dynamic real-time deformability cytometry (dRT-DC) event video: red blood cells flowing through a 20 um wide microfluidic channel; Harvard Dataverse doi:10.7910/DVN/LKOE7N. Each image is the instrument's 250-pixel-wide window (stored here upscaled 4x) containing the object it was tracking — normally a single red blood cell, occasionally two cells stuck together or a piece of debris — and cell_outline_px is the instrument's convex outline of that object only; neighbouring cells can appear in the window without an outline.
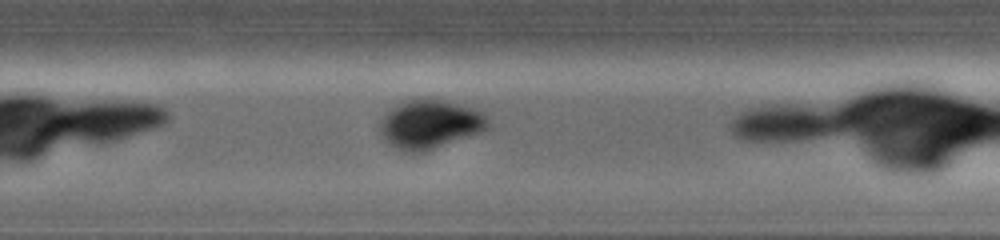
{"species": "common noctule bat (a hibernating species)", "species_latin": "Nyctalus noctula", "temperature_condition": "warm", "stored_images_in_passage": 28, "camera_frame_rate_fps": 5000, "um_per_image_px": 0.085, "animal": {"sex": "female", "body_mass_g": 19.0, "forearm_length_mm": 56.7}, "frame": {"image": 1, "passage_image": 17, "time_ms": 3.2, "image_size_px": [1000, 240], "cell_outline_px": [[488, 128], [480, 132], [420, 152], [404, 152], [388, 144], [384, 140], [380, 132], [380, 120], [384, 112], [408, 100], [420, 96], [428, 96], [460, 104], [484, 112], [488, 120]], "centroid_in_image_um": [36.5, 10.52], "position_along_channel_um": 293.3, "area_um2": 30.81}}
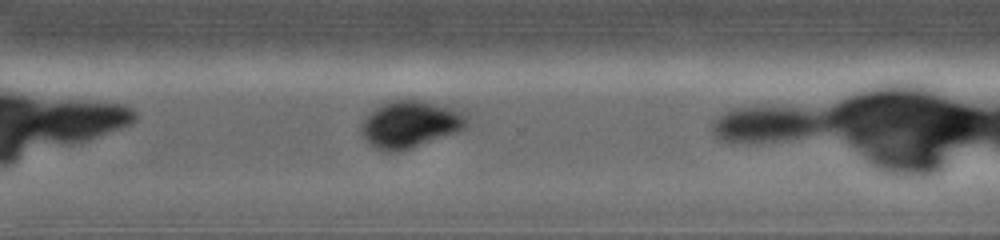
{"frame": {"image": 2, "passage_image": 20, "time_ms": 3.8, "image_size_px": [1000, 240], "cell_outline_px": [[468, 124], [464, 128], [456, 132], [396, 152], [384, 152], [368, 144], [364, 140], [360, 132], [360, 128], [364, 120], [376, 108], [384, 104], [396, 100], [424, 100], [452, 108], [464, 112], [468, 116]], "centroid_in_image_um": [34.86, 10.57], "position_along_channel_um": 335.7, "area_um2": 28.5}}